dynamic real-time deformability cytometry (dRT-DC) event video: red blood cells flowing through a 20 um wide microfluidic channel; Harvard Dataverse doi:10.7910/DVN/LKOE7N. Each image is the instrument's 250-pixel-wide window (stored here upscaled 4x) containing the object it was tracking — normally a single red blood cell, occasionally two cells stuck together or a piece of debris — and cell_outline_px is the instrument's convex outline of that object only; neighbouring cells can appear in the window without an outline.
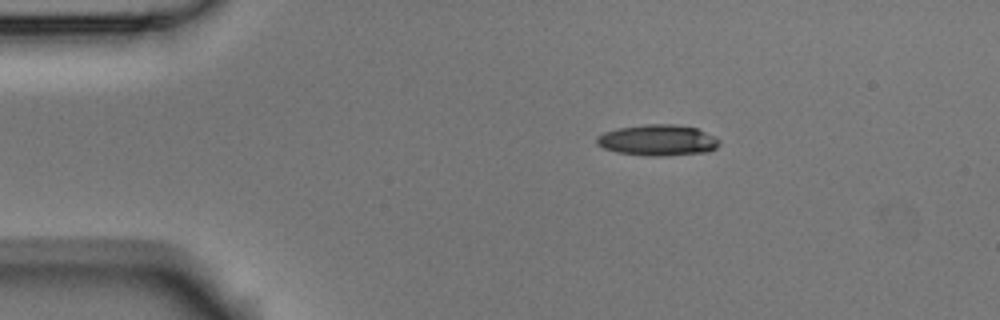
{"species": "Egyptian fruit bat (a non-hibernating species)", "species_latin": "Rousettus aegyptiacus", "temperature_condition": "room temperature", "stored_images_in_passage": 4, "camera_frame_rate_fps": 3000, "um_per_image_px": 0.085, "animal": {"sex": "male"}, "frame": {"image": 1, "passage_image": 1, "time_ms": 0.0, "image_size_px": [1000, 320], "cell_outline_px": [[720, 144], [716, 148], [708, 152], [664, 156], [648, 156], [616, 152], [604, 148], [596, 144], [596, 136], [604, 132], [616, 128], [644, 124], [676, 124], [696, 128], [716, 136], [720, 140]], "centroid_in_image_um": [55.92, 11.91], "position_along_channel_um": 29.1, "area_um2": 22.48}}
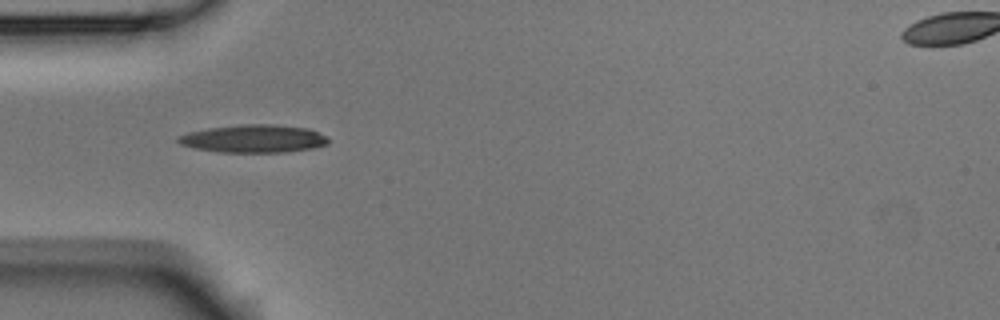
{"frame": {"image": 2, "passage_image": 3, "time_ms": 0.667, "image_size_px": [1000, 320], "cell_outline_px": [[328, 144], [312, 148], [284, 152], [216, 152], [196, 148], [180, 144], [176, 140], [176, 136], [188, 132], [208, 128], [240, 124], [272, 124], [308, 128], [324, 136], [328, 140]], "centroid_in_image_um": [21.5, 11.78], "position_along_channel_um": 63.5, "area_um2": 24.33}}
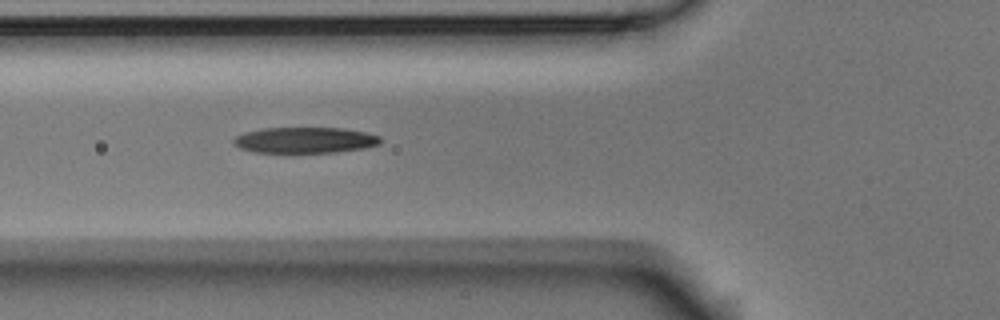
{"frame": {"image": 3, "passage_image": 4, "time_ms": 1.0, "image_size_px": [1000, 320], "cell_outline_px": [[384, 140], [380, 144], [364, 148], [336, 152], [256, 152], [240, 148], [232, 144], [232, 140], [236, 136], [244, 132], [260, 128], [344, 128], [364, 132], [380, 136]], "centroid_in_image_um": [25.92, 11.9], "position_along_channel_um": 99.9, "area_um2": 22.25}}